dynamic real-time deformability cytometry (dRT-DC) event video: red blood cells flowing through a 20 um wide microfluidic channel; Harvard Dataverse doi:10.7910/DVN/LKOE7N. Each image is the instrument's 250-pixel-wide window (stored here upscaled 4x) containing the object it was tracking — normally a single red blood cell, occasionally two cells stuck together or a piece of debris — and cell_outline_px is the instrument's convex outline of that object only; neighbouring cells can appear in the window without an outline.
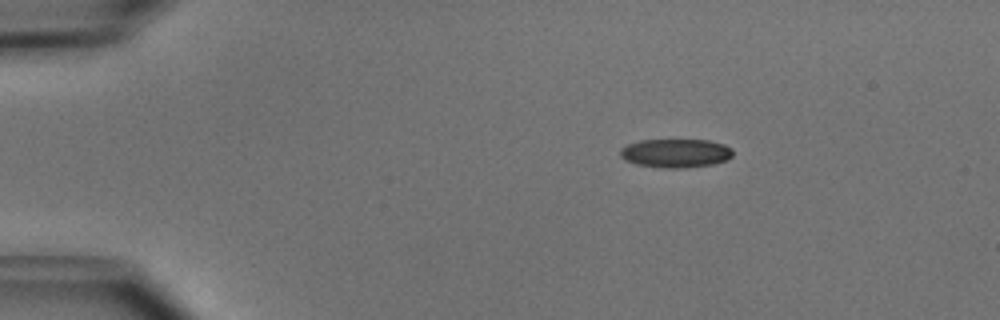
{"species": "common noctule bat (a hibernating species)", "species_latin": "Nyctalus noctula", "temperature_condition": "cold", "stored_images_in_passage": 43, "camera_frame_rate_fps": 3000, "um_per_image_px": 0.085, "animal": {"sex": "male", "body_mass_g": 15.6}, "frame": {"image": 1, "passage_image": 1, "time_ms": 0.0, "image_size_px": [1000, 320], "cell_outline_px": [[732, 156], [728, 160], [712, 164], [688, 168], [660, 168], [636, 164], [624, 160], [620, 156], [620, 148], [628, 144], [640, 140], [708, 140], [724, 144], [732, 148]], "centroid_in_image_um": [57.43, 13.03], "position_along_channel_um": 27.6, "area_um2": 19.07}}
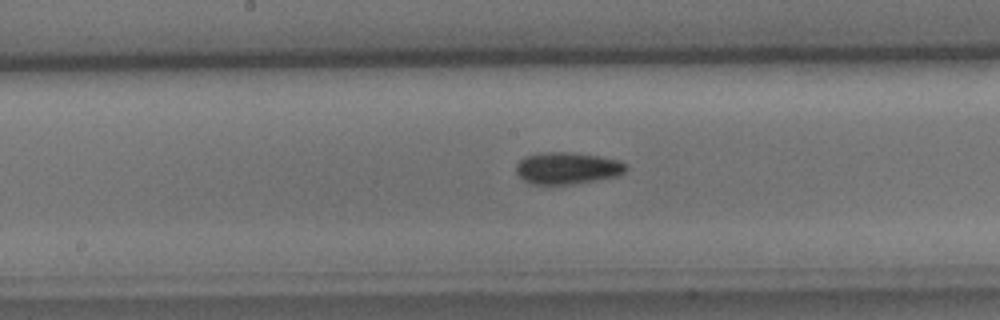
{"frame": {"image": 2, "passage_image": 19, "time_ms": 6.0, "image_size_px": [1000, 320], "cell_outline_px": [[628, 168], [620, 176], [572, 184], [528, 184], [516, 172], [516, 164], [524, 156], [540, 152], [572, 152], [600, 156], [620, 160]], "centroid_in_image_um": [48.22, 14.28], "position_along_channel_um": 200.0, "area_um2": 20.63}}
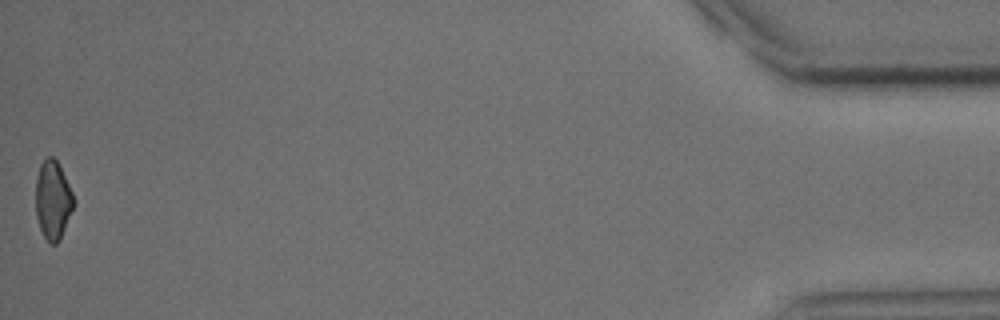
{"frame": {"image": 3, "passage_image": 43, "time_ms": 14.0, "image_size_px": [1000, 320], "cell_outline_px": [[76, 204], [60, 240], [56, 244], [52, 244], [44, 236], [40, 228], [36, 216], [36, 180], [40, 164], [48, 156], [52, 156], [56, 160], [76, 200]], "centroid_in_image_um": [4.51, 17.03], "position_along_channel_um": 430.7, "area_um2": 17.4}, "authors_computed_cell_mechanics": {"area_um2": 19.1896, "velocity_mm_per_s": 3.9921, "shape_relaxation_time_tau1_ms": 3.4688, "shape_relaxation_time_tau2_ms": null, "deformation_change_tau1": 0.0865, "deformation_change_tau2": null}}